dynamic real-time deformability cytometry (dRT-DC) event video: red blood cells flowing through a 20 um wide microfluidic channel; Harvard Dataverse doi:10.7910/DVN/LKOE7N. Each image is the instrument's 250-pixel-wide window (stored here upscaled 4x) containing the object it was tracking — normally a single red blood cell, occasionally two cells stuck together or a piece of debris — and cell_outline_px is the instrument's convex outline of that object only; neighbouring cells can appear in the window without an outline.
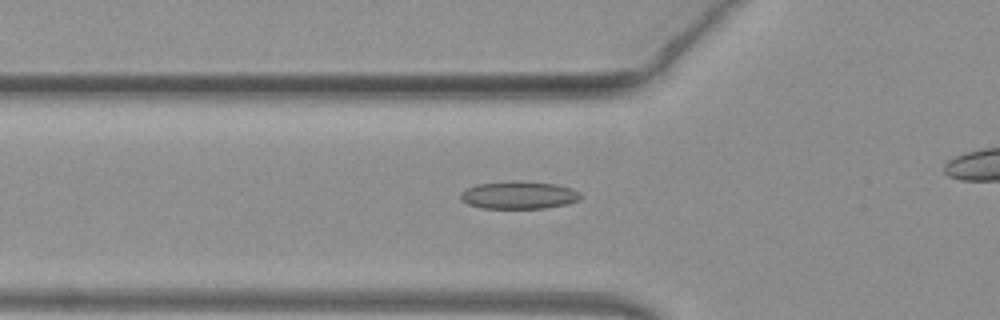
{"species": "common noctule bat (a hibernating species)", "species_latin": "Nyctalus noctula", "temperature_condition": "warm", "stored_images_in_passage": 34, "camera_frame_rate_fps": 3000, "um_per_image_px": 0.085, "animal": {"sex": "female", "body_mass_g": 19.3, "forearm_length_mm": 54.1}, "frame": {"image": 1, "passage_image": 10, "time_ms": 3.0, "image_size_px": [1000, 320], "cell_outline_px": [[580, 200], [568, 204], [544, 208], [480, 208], [468, 204], [460, 200], [460, 192], [476, 184], [516, 180], [524, 180], [556, 184], [572, 188], [580, 196]], "centroid_in_image_um": [44.07, 16.57], "position_along_channel_um": 81.7, "area_um2": 19.54}}
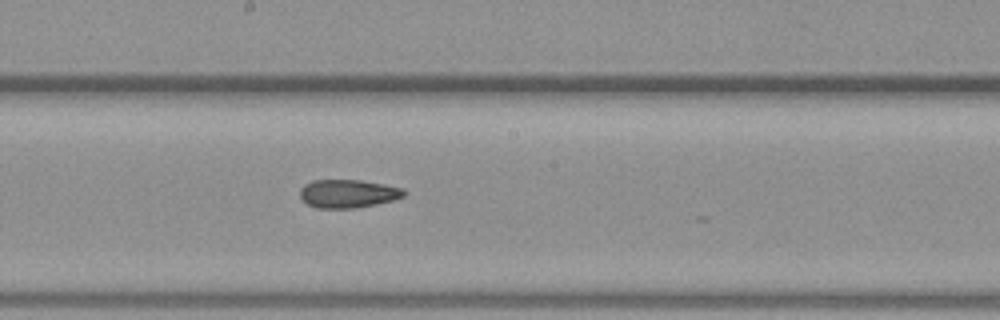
{"frame": {"image": 2, "passage_image": 20, "time_ms": 6.333, "image_size_px": [1000, 320], "cell_outline_px": [[404, 196], [392, 200], [376, 204], [356, 208], [316, 208], [308, 204], [300, 196], [300, 188], [304, 184], [312, 180], [360, 180], [384, 184], [404, 188]], "centroid_in_image_um": [29.56, 16.45], "position_along_channel_um": 218.6, "area_um2": 17.11}}
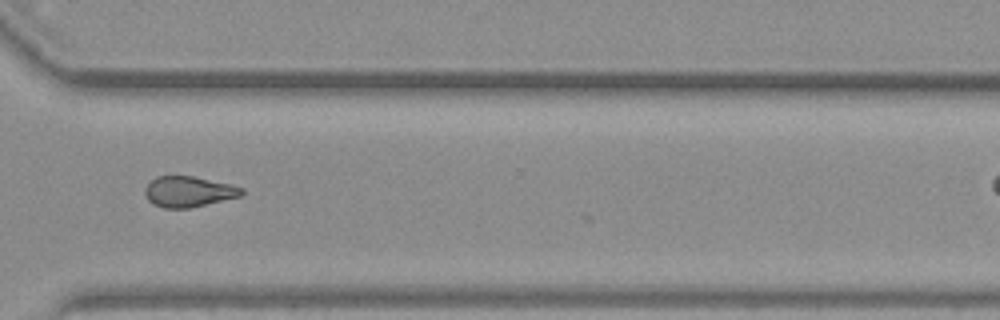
{"frame": {"image": 3, "passage_image": 30, "time_ms": 9.667, "image_size_px": [1000, 320], "cell_outline_px": [[244, 192], [240, 196], [188, 208], [164, 208], [152, 204], [148, 200], [144, 192], [144, 188], [156, 176], [192, 176], [232, 184], [244, 188]], "centroid_in_image_um": [16.02, 16.28], "position_along_channel_um": 354.6, "area_um2": 17.22}}